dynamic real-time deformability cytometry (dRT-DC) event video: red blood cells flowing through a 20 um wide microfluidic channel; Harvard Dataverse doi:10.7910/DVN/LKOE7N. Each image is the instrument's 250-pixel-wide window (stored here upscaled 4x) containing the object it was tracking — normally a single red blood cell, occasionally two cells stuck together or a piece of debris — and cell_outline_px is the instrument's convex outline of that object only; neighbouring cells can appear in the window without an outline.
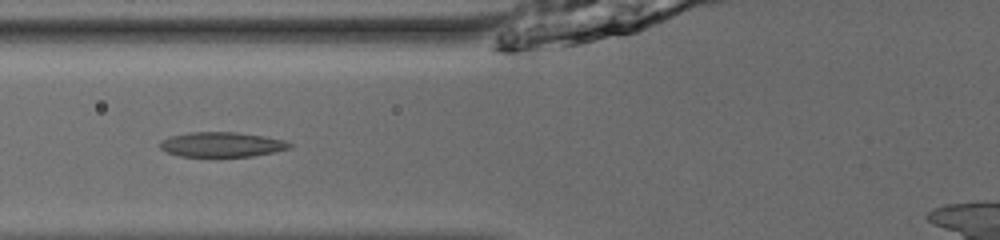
{"species": "common noctule bat (a hibernating species)", "species_latin": "Nyctalus noctula", "temperature_condition": "room temperature", "stored_images_in_passage": 34, "camera_frame_rate_fps": 3000, "um_per_image_px": 0.085, "animal": {"sex": "male", "body_mass_g": 13.0, "forearm_length_mm": 53.1}, "frame": {"image": 1, "passage_image": 6, "time_ms": 1.667, "image_size_px": [1000, 240], "cell_outline_px": [[292, 148], [252, 156], [180, 156], [168, 152], [160, 148], [160, 140], [172, 136], [192, 132], [236, 132], [264, 136], [284, 140], [292, 144]], "centroid_in_image_um": [18.87, 12.28], "position_along_channel_um": 106.9, "area_um2": 18.55}}
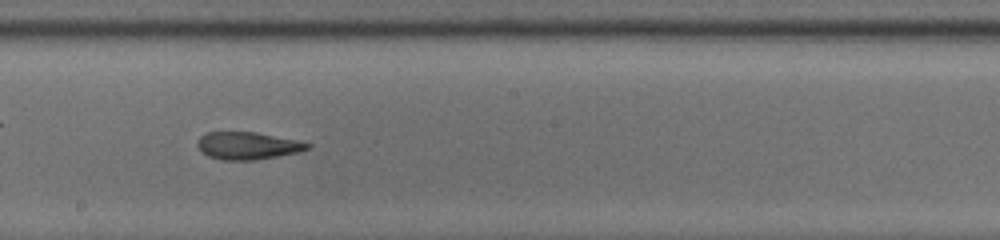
{"frame": {"image": 2, "passage_image": 15, "time_ms": 4.667, "image_size_px": [1000, 240], "cell_outline_px": [[312, 148], [300, 152], [256, 160], [220, 160], [208, 156], [196, 144], [200, 136], [204, 132], [256, 132], [296, 140], [312, 144]], "centroid_in_image_um": [21.07, 12.38], "position_along_channel_um": 227.1, "area_um2": 17.69}}